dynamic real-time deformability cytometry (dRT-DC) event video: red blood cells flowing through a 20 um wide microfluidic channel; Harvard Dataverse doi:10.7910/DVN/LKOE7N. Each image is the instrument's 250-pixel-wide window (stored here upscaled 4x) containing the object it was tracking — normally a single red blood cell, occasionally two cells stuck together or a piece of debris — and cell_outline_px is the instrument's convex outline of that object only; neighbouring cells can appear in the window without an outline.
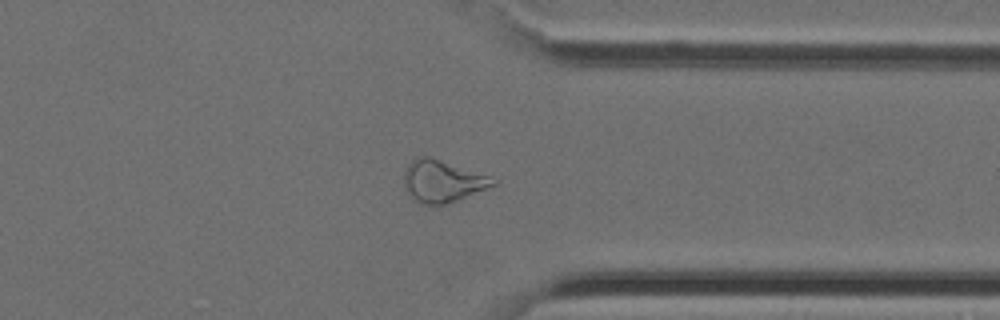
{"species": "Egyptian fruit bat (a non-hibernating species)", "species_latin": "Rousettus aegyptiacus", "temperature_condition": "cold", "stored_images_in_passage": 40, "camera_frame_rate_fps": 3000, "um_per_image_px": 0.085, "animal": {"sex": "female"}, "frame": {"image": 1, "passage_image": 30, "time_ms": 9.667, "image_size_px": [1000, 320], "cell_outline_px": [[496, 184], [456, 200], [444, 204], [420, 204], [412, 200], [408, 196], [404, 188], [404, 168], [412, 160], [420, 156], [428, 156], [488, 176]], "centroid_in_image_um": [37.48, 15.41], "position_along_channel_um": 373.9, "area_um2": 21.33}}
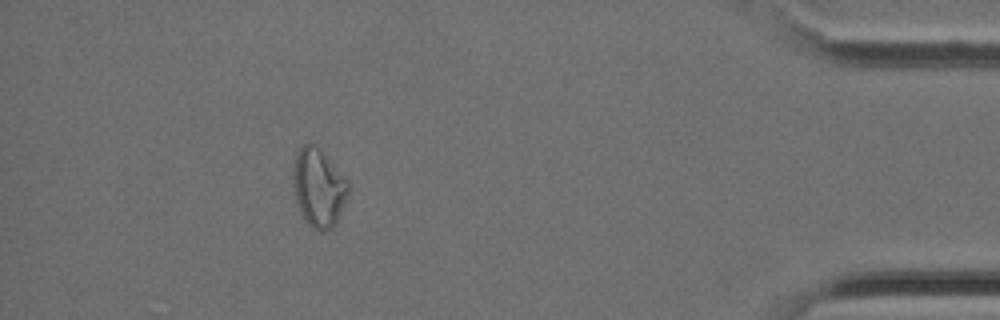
{"frame": {"image": 2, "passage_image": 35, "time_ms": 11.333, "image_size_px": [1000, 320], "cell_outline_px": [[348, 192], [344, 204], [336, 224], [328, 232], [320, 232], [312, 228], [304, 220], [296, 200], [292, 180], [292, 176], [296, 152], [304, 144], [312, 144], [348, 180]], "centroid_in_image_um": [27.06, 16.03], "position_along_channel_um": 408.1, "area_um2": 24.8}}